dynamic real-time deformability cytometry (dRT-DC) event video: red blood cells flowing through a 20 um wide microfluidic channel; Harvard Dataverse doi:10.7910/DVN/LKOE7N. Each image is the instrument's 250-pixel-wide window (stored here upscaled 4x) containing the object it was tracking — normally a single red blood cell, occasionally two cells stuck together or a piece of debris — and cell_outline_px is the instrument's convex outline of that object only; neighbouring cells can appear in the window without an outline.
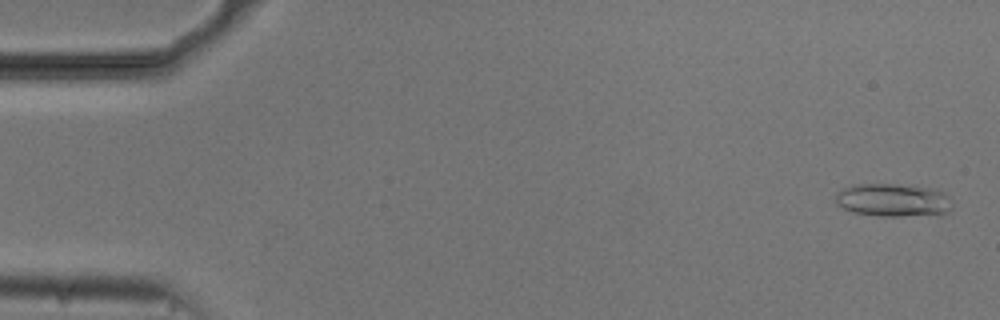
{"species": "common noctule bat (a hibernating species)", "species_latin": "Nyctalus noctula", "temperature_condition": "cold", "stored_images_in_passage": 55, "camera_frame_rate_fps": 3000, "um_per_image_px": 0.085, "animal": {"sex": "male", "body_mass_g": 20.5, "forearm_length_mm": 52.5}, "frame": {"image": 1, "passage_image": 2, "time_ms": 0.333, "image_size_px": [1000, 320], "cell_outline_px": [[952, 208], [948, 212], [940, 216], [876, 216], [852, 212], [836, 204], [836, 192], [852, 184], [896, 184], [932, 188], [944, 192], [948, 196], [952, 204]], "centroid_in_image_um": [75.95, 17.03], "position_along_channel_um": 9.0, "area_um2": 23.0}}
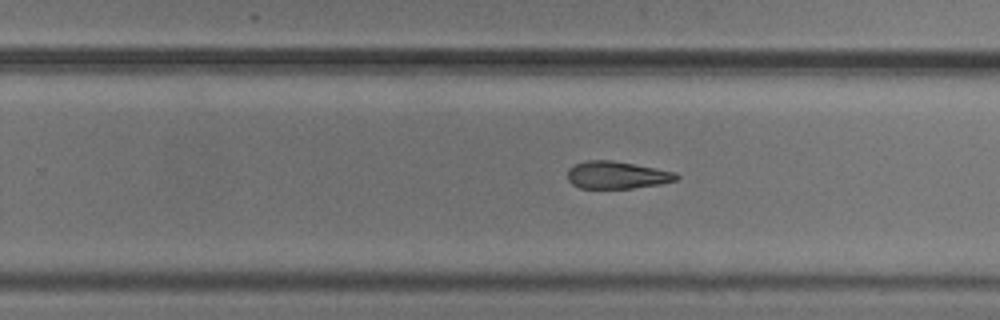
{"frame": {"image": 2, "passage_image": 34, "time_ms": 11.0, "image_size_px": [1000, 320], "cell_outline_px": [[680, 176], [676, 180], [660, 184], [632, 188], [580, 188], [572, 184], [568, 180], [568, 168], [576, 164], [588, 160], [612, 160], [676, 172]], "centroid_in_image_um": [52.43, 14.88], "position_along_channel_um": 277.4, "area_um2": 17.28}}
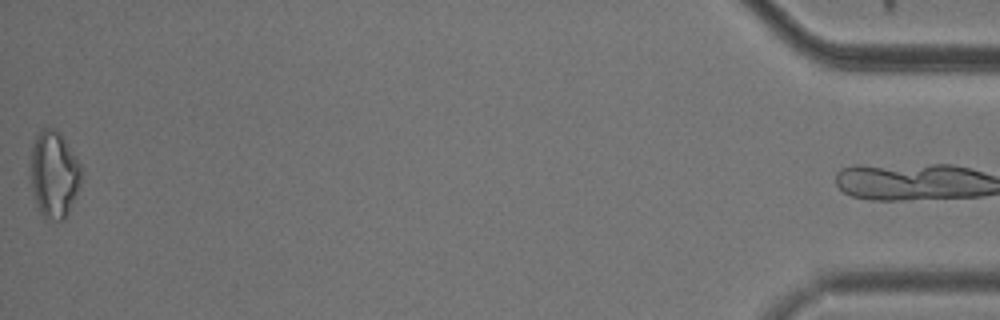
{"frame": {"image": 3, "passage_image": 54, "time_ms": 17.667, "image_size_px": [1000, 320], "cell_outline_px": [[80, 184], [68, 212], [64, 220], [44, 220], [36, 208], [32, 188], [32, 148], [36, 136], [44, 128], [56, 128], [60, 132], [80, 164]], "centroid_in_image_um": [4.58, 14.86], "position_along_channel_um": 430.6, "area_um2": 25.32}, "authors_computed_cell_mechanics": {"area_um2": 19.074, "velocity_mm_per_s": 3.7326, "shape_relaxation_time_tau1_ms": 4.784, "shape_relaxation_time_tau2_ms": 6.6931, "deformation_change_tau1": 0.1227, "deformation_change_tau2": 0.1917}}